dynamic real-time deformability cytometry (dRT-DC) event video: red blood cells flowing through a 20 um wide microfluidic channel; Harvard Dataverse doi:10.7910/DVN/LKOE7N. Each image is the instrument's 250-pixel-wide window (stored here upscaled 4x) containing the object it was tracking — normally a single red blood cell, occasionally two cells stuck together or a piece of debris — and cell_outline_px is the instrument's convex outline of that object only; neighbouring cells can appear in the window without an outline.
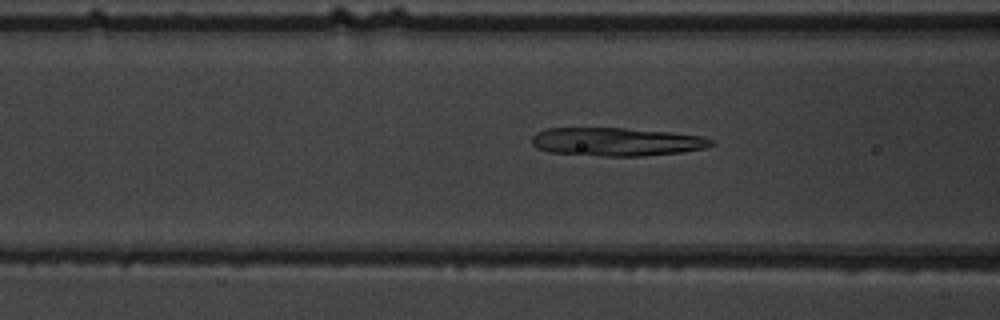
{"species": "common noctule bat (a hibernating species)", "species_latin": "Nyctalus noctula", "temperature_condition": "warm", "stored_images_in_passage": 37, "camera_frame_rate_fps": 3000, "um_per_image_px": 0.085, "animal": {"sex": "male", "body_mass_g": 19.5, "forearm_length_mm": 54.6}, "frame": {"image": 1, "passage_image": 5, "time_ms": 1.333, "image_size_px": [1000, 320], "cell_outline_px": [[716, 144], [704, 148], [680, 152], [644, 156], [604, 156], [548, 152], [536, 148], [532, 144], [532, 136], [536, 132], [544, 128], [624, 128], [672, 132], [704, 136], [712, 140]], "centroid_in_image_um": [52.39, 12.04], "position_along_channel_um": 114.2, "area_um2": 29.82}}
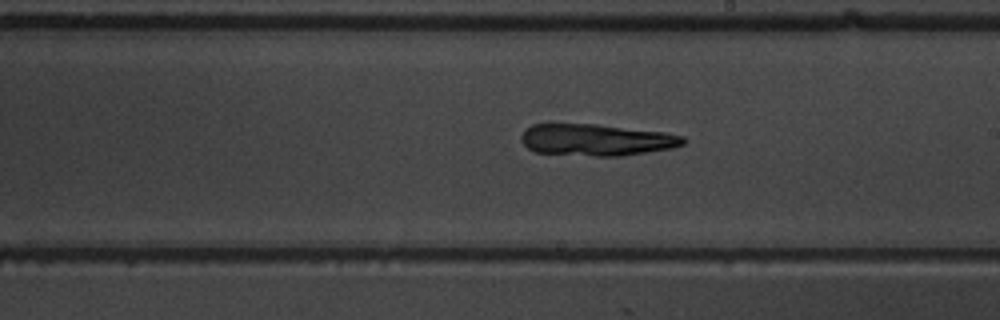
{"frame": {"image": 2, "passage_image": 15, "time_ms": 4.667, "image_size_px": [1000, 320], "cell_outline_px": [[688, 140], [684, 144], [672, 148], [620, 156], [596, 156], [532, 152], [520, 140], [520, 136], [532, 124], [596, 124], [664, 132], [684, 136]], "centroid_in_image_um": [50.7, 11.89], "position_along_channel_um": 238.3, "area_um2": 29.94}}
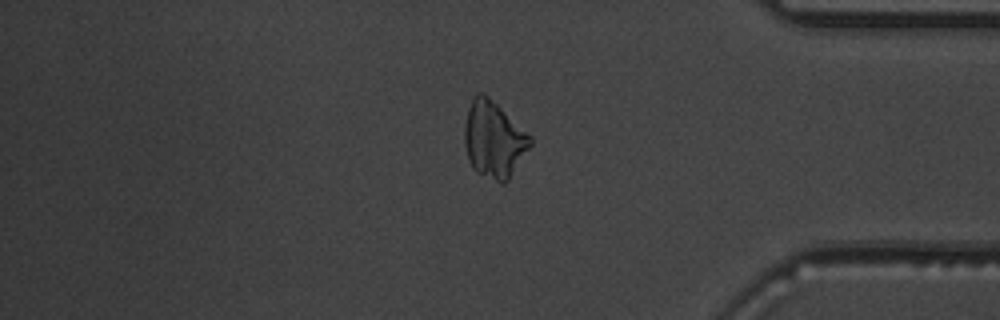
{"frame": {"image": 3, "passage_image": 29, "time_ms": 9.333, "image_size_px": [1000, 320], "cell_outline_px": [[532, 144], [508, 180], [504, 184], [500, 184], [476, 172], [472, 168], [468, 160], [464, 144], [464, 128], [468, 108], [476, 92], [484, 92], [532, 136]], "centroid_in_image_um": [41.96, 11.87], "position_along_channel_um": 393.2, "area_um2": 29.54}}